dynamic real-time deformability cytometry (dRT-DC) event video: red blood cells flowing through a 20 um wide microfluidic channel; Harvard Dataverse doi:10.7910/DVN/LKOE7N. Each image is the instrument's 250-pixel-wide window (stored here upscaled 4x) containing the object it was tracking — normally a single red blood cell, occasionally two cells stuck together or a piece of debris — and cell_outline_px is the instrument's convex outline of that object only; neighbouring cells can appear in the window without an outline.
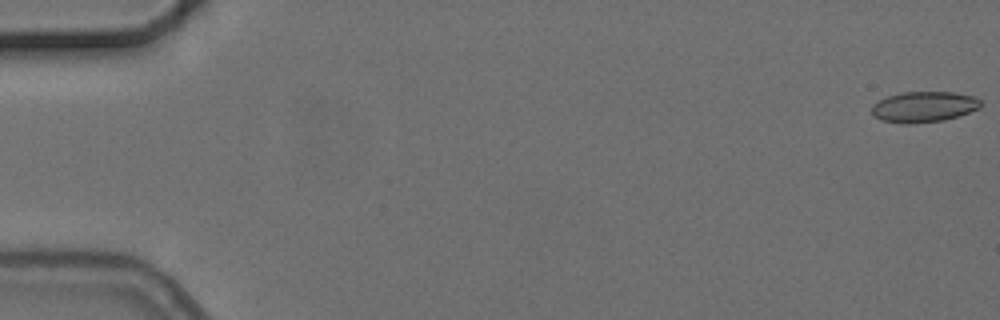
{"species": "common noctule bat (a hibernating species)", "species_latin": "Nyctalus noctula", "temperature_condition": "cold", "stored_images_in_passage": 9, "camera_frame_rate_fps": 3000, "um_per_image_px": 0.085, "animal": {"sex": "female", "body_mass_g": 24.6, "forearm_length_mm": 56.2}, "frame": {"image": 1, "passage_image": 1, "time_ms": 0.0, "image_size_px": [1000, 320], "cell_outline_px": [[980, 108], [960, 116], [944, 120], [908, 124], [904, 124], [880, 120], [872, 116], [872, 104], [888, 96], [900, 92], [952, 92], [976, 96], [980, 100]], "centroid_in_image_um": [78.52, 9.08], "position_along_channel_um": 6.5, "area_um2": 19.71}}
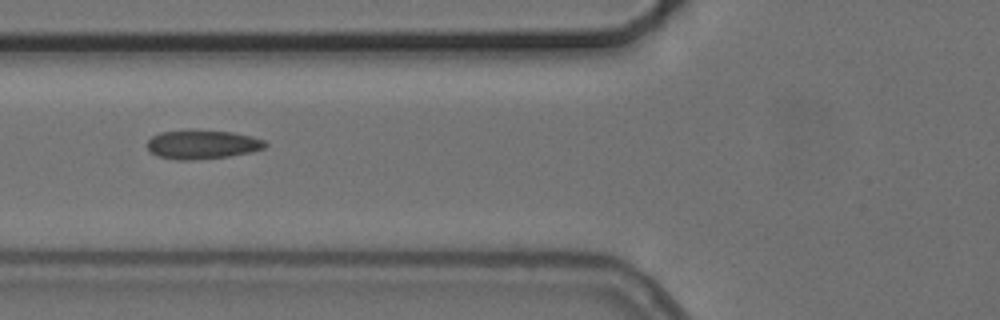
{"frame": {"image": 2, "passage_image": 7, "time_ms": 7.0, "image_size_px": [1000, 320], "cell_outline_px": [[268, 144], [264, 148], [252, 152], [228, 156], [196, 160], [176, 160], [156, 156], [148, 148], [148, 140], [152, 136], [160, 132], [232, 132], [252, 136], [264, 140]], "centroid_in_image_um": [17.22, 12.32], "position_along_channel_um": 108.6, "area_um2": 19.36}}
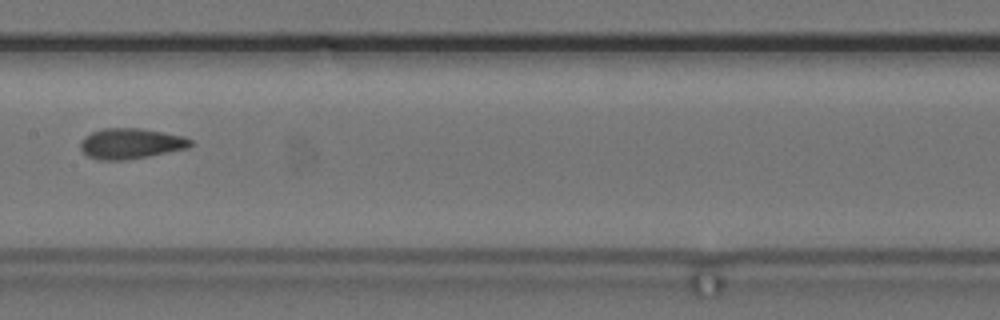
{"frame": {"image": 3, "passage_image": 9, "time_ms": 9.333, "image_size_px": [1000, 320], "cell_outline_px": [[192, 144], [188, 148], [148, 156], [124, 160], [96, 160], [88, 156], [80, 148], [80, 140], [84, 136], [100, 128], [140, 128], [184, 136], [192, 140]], "centroid_in_image_um": [11.08, 12.2], "position_along_channel_um": 196.3, "area_um2": 19.65}}